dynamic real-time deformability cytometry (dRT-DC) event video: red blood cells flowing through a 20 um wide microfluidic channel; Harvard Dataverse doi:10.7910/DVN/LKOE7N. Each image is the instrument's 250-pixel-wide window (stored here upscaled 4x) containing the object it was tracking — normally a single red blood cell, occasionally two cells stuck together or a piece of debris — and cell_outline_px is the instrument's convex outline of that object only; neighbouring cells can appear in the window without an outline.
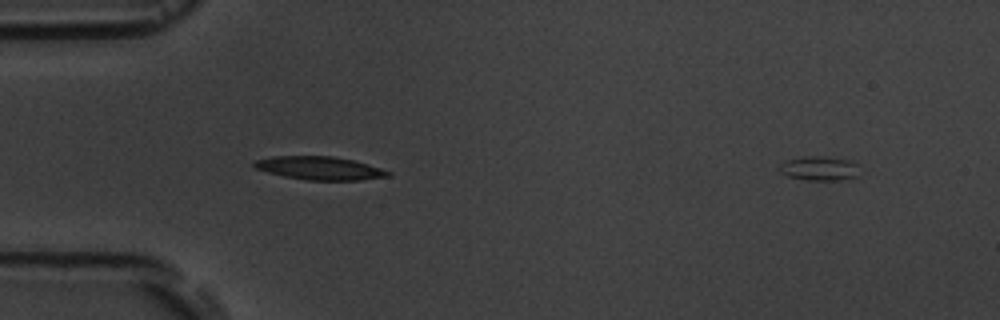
{"species": "common noctule bat (a hibernating species)", "species_latin": "Nyctalus noctula", "temperature_condition": "room temperature", "stored_images_in_passage": 4, "segment_of_instrument_passage": [2, 2], "camera_frame_rate_fps": 3000, "um_per_image_px": 0.085, "animal": {"sex": "male", "body_mass_g": 19.5, "forearm_length_mm": 54.6}, "frame": {"image": 1, "passage_image": 4, "time_ms": 4.333, "image_size_px": [1000, 320], "cell_outline_px": [[860, 176], [840, 180], [804, 180], [788, 176], [780, 172], [776, 168], [784, 160], [804, 156], [824, 156], [852, 160], [856, 164]], "centroid_in_image_um": [69.62, 14.31], "position_along_channel_um": 15.4, "area_um2": 11.68}}